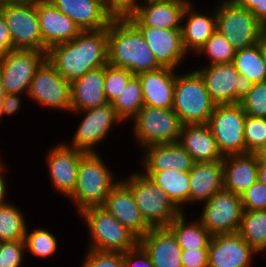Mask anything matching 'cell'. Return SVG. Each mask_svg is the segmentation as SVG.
<instances>
[{
  "instance_id": "cell-46",
  "label": "cell",
  "mask_w": 266,
  "mask_h": 267,
  "mask_svg": "<svg viewBox=\"0 0 266 267\" xmlns=\"http://www.w3.org/2000/svg\"><path fill=\"white\" fill-rule=\"evenodd\" d=\"M106 9L114 17H126L131 14L140 4L141 0H103Z\"/></svg>"
},
{
  "instance_id": "cell-4",
  "label": "cell",
  "mask_w": 266,
  "mask_h": 267,
  "mask_svg": "<svg viewBox=\"0 0 266 267\" xmlns=\"http://www.w3.org/2000/svg\"><path fill=\"white\" fill-rule=\"evenodd\" d=\"M120 179L131 190L150 228H167L182 213L170 197L142 171H132L129 176Z\"/></svg>"
},
{
  "instance_id": "cell-24",
  "label": "cell",
  "mask_w": 266,
  "mask_h": 267,
  "mask_svg": "<svg viewBox=\"0 0 266 267\" xmlns=\"http://www.w3.org/2000/svg\"><path fill=\"white\" fill-rule=\"evenodd\" d=\"M141 154L140 165L143 169H140V171H166L172 169L189 172L195 163L192 156L179 142L152 144L143 148Z\"/></svg>"
},
{
  "instance_id": "cell-39",
  "label": "cell",
  "mask_w": 266,
  "mask_h": 267,
  "mask_svg": "<svg viewBox=\"0 0 266 267\" xmlns=\"http://www.w3.org/2000/svg\"><path fill=\"white\" fill-rule=\"evenodd\" d=\"M134 74L121 67L106 64L104 66V93L107 101L112 103L126 87Z\"/></svg>"
},
{
  "instance_id": "cell-38",
  "label": "cell",
  "mask_w": 266,
  "mask_h": 267,
  "mask_svg": "<svg viewBox=\"0 0 266 267\" xmlns=\"http://www.w3.org/2000/svg\"><path fill=\"white\" fill-rule=\"evenodd\" d=\"M236 50L232 44L219 32L215 31L213 35L203 44L195 54L197 57L205 56L208 60L205 65L232 63ZM204 54V55H203Z\"/></svg>"
},
{
  "instance_id": "cell-8",
  "label": "cell",
  "mask_w": 266,
  "mask_h": 267,
  "mask_svg": "<svg viewBox=\"0 0 266 267\" xmlns=\"http://www.w3.org/2000/svg\"><path fill=\"white\" fill-rule=\"evenodd\" d=\"M220 1L216 4V30L236 51L257 44L266 28L250 11L238 6L233 0Z\"/></svg>"
},
{
  "instance_id": "cell-11",
  "label": "cell",
  "mask_w": 266,
  "mask_h": 267,
  "mask_svg": "<svg viewBox=\"0 0 266 267\" xmlns=\"http://www.w3.org/2000/svg\"><path fill=\"white\" fill-rule=\"evenodd\" d=\"M195 70L216 105L239 103L253 85L246 76L239 74L233 63L201 65Z\"/></svg>"
},
{
  "instance_id": "cell-31",
  "label": "cell",
  "mask_w": 266,
  "mask_h": 267,
  "mask_svg": "<svg viewBox=\"0 0 266 267\" xmlns=\"http://www.w3.org/2000/svg\"><path fill=\"white\" fill-rule=\"evenodd\" d=\"M146 176L153 180L182 211L190 205L189 172L178 170L166 171H143Z\"/></svg>"
},
{
  "instance_id": "cell-54",
  "label": "cell",
  "mask_w": 266,
  "mask_h": 267,
  "mask_svg": "<svg viewBox=\"0 0 266 267\" xmlns=\"http://www.w3.org/2000/svg\"><path fill=\"white\" fill-rule=\"evenodd\" d=\"M258 180L266 185V163H259Z\"/></svg>"
},
{
  "instance_id": "cell-45",
  "label": "cell",
  "mask_w": 266,
  "mask_h": 267,
  "mask_svg": "<svg viewBox=\"0 0 266 267\" xmlns=\"http://www.w3.org/2000/svg\"><path fill=\"white\" fill-rule=\"evenodd\" d=\"M124 267H154L149 254L138 243L134 248L122 253Z\"/></svg>"
},
{
  "instance_id": "cell-51",
  "label": "cell",
  "mask_w": 266,
  "mask_h": 267,
  "mask_svg": "<svg viewBox=\"0 0 266 267\" xmlns=\"http://www.w3.org/2000/svg\"><path fill=\"white\" fill-rule=\"evenodd\" d=\"M250 12L266 28V0H260V8H253Z\"/></svg>"
},
{
  "instance_id": "cell-55",
  "label": "cell",
  "mask_w": 266,
  "mask_h": 267,
  "mask_svg": "<svg viewBox=\"0 0 266 267\" xmlns=\"http://www.w3.org/2000/svg\"><path fill=\"white\" fill-rule=\"evenodd\" d=\"M36 0H0V7L8 4H28Z\"/></svg>"
},
{
  "instance_id": "cell-48",
  "label": "cell",
  "mask_w": 266,
  "mask_h": 267,
  "mask_svg": "<svg viewBox=\"0 0 266 267\" xmlns=\"http://www.w3.org/2000/svg\"><path fill=\"white\" fill-rule=\"evenodd\" d=\"M27 94L21 93H5L4 98L2 99L1 107H0V123L3 121V117L5 116H13L16 115L19 110L21 111L22 102L24 97Z\"/></svg>"
},
{
  "instance_id": "cell-33",
  "label": "cell",
  "mask_w": 266,
  "mask_h": 267,
  "mask_svg": "<svg viewBox=\"0 0 266 267\" xmlns=\"http://www.w3.org/2000/svg\"><path fill=\"white\" fill-rule=\"evenodd\" d=\"M258 254L266 251V210H243L237 232Z\"/></svg>"
},
{
  "instance_id": "cell-57",
  "label": "cell",
  "mask_w": 266,
  "mask_h": 267,
  "mask_svg": "<svg viewBox=\"0 0 266 267\" xmlns=\"http://www.w3.org/2000/svg\"><path fill=\"white\" fill-rule=\"evenodd\" d=\"M4 95H5V91L3 88V82H2L1 75H0V107H1L2 99L4 98Z\"/></svg>"
},
{
  "instance_id": "cell-53",
  "label": "cell",
  "mask_w": 266,
  "mask_h": 267,
  "mask_svg": "<svg viewBox=\"0 0 266 267\" xmlns=\"http://www.w3.org/2000/svg\"><path fill=\"white\" fill-rule=\"evenodd\" d=\"M260 53L262 61L265 63L266 67V31L263 33L260 39Z\"/></svg>"
},
{
  "instance_id": "cell-52",
  "label": "cell",
  "mask_w": 266,
  "mask_h": 267,
  "mask_svg": "<svg viewBox=\"0 0 266 267\" xmlns=\"http://www.w3.org/2000/svg\"><path fill=\"white\" fill-rule=\"evenodd\" d=\"M238 6L251 11L253 8H260V0H233Z\"/></svg>"
},
{
  "instance_id": "cell-26",
  "label": "cell",
  "mask_w": 266,
  "mask_h": 267,
  "mask_svg": "<svg viewBox=\"0 0 266 267\" xmlns=\"http://www.w3.org/2000/svg\"><path fill=\"white\" fill-rule=\"evenodd\" d=\"M259 161L255 153L223 157V187L241 195L258 180Z\"/></svg>"
},
{
  "instance_id": "cell-30",
  "label": "cell",
  "mask_w": 266,
  "mask_h": 267,
  "mask_svg": "<svg viewBox=\"0 0 266 267\" xmlns=\"http://www.w3.org/2000/svg\"><path fill=\"white\" fill-rule=\"evenodd\" d=\"M103 86L104 67L87 72L72 81L70 112L87 110L107 103Z\"/></svg>"
},
{
  "instance_id": "cell-27",
  "label": "cell",
  "mask_w": 266,
  "mask_h": 267,
  "mask_svg": "<svg viewBox=\"0 0 266 267\" xmlns=\"http://www.w3.org/2000/svg\"><path fill=\"white\" fill-rule=\"evenodd\" d=\"M190 205L204 203L223 187V160L195 162L189 171ZM197 204V205H196Z\"/></svg>"
},
{
  "instance_id": "cell-37",
  "label": "cell",
  "mask_w": 266,
  "mask_h": 267,
  "mask_svg": "<svg viewBox=\"0 0 266 267\" xmlns=\"http://www.w3.org/2000/svg\"><path fill=\"white\" fill-rule=\"evenodd\" d=\"M29 229L27 227L24 238L26 252L30 253L28 254L29 256L33 255L34 258H42L43 260L52 258L58 253L59 241L53 232L44 227H36L33 230L31 229V231Z\"/></svg>"
},
{
  "instance_id": "cell-21",
  "label": "cell",
  "mask_w": 266,
  "mask_h": 267,
  "mask_svg": "<svg viewBox=\"0 0 266 267\" xmlns=\"http://www.w3.org/2000/svg\"><path fill=\"white\" fill-rule=\"evenodd\" d=\"M62 13L73 20L82 31H98L108 27L114 16L103 0H50Z\"/></svg>"
},
{
  "instance_id": "cell-40",
  "label": "cell",
  "mask_w": 266,
  "mask_h": 267,
  "mask_svg": "<svg viewBox=\"0 0 266 267\" xmlns=\"http://www.w3.org/2000/svg\"><path fill=\"white\" fill-rule=\"evenodd\" d=\"M239 104L247 116L266 118V81L253 83Z\"/></svg>"
},
{
  "instance_id": "cell-56",
  "label": "cell",
  "mask_w": 266,
  "mask_h": 267,
  "mask_svg": "<svg viewBox=\"0 0 266 267\" xmlns=\"http://www.w3.org/2000/svg\"><path fill=\"white\" fill-rule=\"evenodd\" d=\"M259 163H266V144L255 152Z\"/></svg>"
},
{
  "instance_id": "cell-49",
  "label": "cell",
  "mask_w": 266,
  "mask_h": 267,
  "mask_svg": "<svg viewBox=\"0 0 266 267\" xmlns=\"http://www.w3.org/2000/svg\"><path fill=\"white\" fill-rule=\"evenodd\" d=\"M10 50H12L11 35L0 10V57H3Z\"/></svg>"
},
{
  "instance_id": "cell-22",
  "label": "cell",
  "mask_w": 266,
  "mask_h": 267,
  "mask_svg": "<svg viewBox=\"0 0 266 267\" xmlns=\"http://www.w3.org/2000/svg\"><path fill=\"white\" fill-rule=\"evenodd\" d=\"M103 207L138 238L151 229L144 221L131 190L121 180L111 189Z\"/></svg>"
},
{
  "instance_id": "cell-35",
  "label": "cell",
  "mask_w": 266,
  "mask_h": 267,
  "mask_svg": "<svg viewBox=\"0 0 266 267\" xmlns=\"http://www.w3.org/2000/svg\"><path fill=\"white\" fill-rule=\"evenodd\" d=\"M239 72L252 83L266 81V67L260 53V41L248 48L237 50L232 62Z\"/></svg>"
},
{
  "instance_id": "cell-28",
  "label": "cell",
  "mask_w": 266,
  "mask_h": 267,
  "mask_svg": "<svg viewBox=\"0 0 266 267\" xmlns=\"http://www.w3.org/2000/svg\"><path fill=\"white\" fill-rule=\"evenodd\" d=\"M176 71L170 68H161L137 75L143 92L144 105L172 108Z\"/></svg>"
},
{
  "instance_id": "cell-1",
  "label": "cell",
  "mask_w": 266,
  "mask_h": 267,
  "mask_svg": "<svg viewBox=\"0 0 266 267\" xmlns=\"http://www.w3.org/2000/svg\"><path fill=\"white\" fill-rule=\"evenodd\" d=\"M107 47V28L82 31L72 41L49 48L46 58L64 79L72 82L87 72L104 67L108 63Z\"/></svg>"
},
{
  "instance_id": "cell-34",
  "label": "cell",
  "mask_w": 266,
  "mask_h": 267,
  "mask_svg": "<svg viewBox=\"0 0 266 267\" xmlns=\"http://www.w3.org/2000/svg\"><path fill=\"white\" fill-rule=\"evenodd\" d=\"M25 217L23 210L12 201L0 207V242L24 240L29 227Z\"/></svg>"
},
{
  "instance_id": "cell-14",
  "label": "cell",
  "mask_w": 266,
  "mask_h": 267,
  "mask_svg": "<svg viewBox=\"0 0 266 267\" xmlns=\"http://www.w3.org/2000/svg\"><path fill=\"white\" fill-rule=\"evenodd\" d=\"M10 31L13 49L43 51V40L37 15V0L28 4L0 7Z\"/></svg>"
},
{
  "instance_id": "cell-47",
  "label": "cell",
  "mask_w": 266,
  "mask_h": 267,
  "mask_svg": "<svg viewBox=\"0 0 266 267\" xmlns=\"http://www.w3.org/2000/svg\"><path fill=\"white\" fill-rule=\"evenodd\" d=\"M182 267H208V249H182Z\"/></svg>"
},
{
  "instance_id": "cell-12",
  "label": "cell",
  "mask_w": 266,
  "mask_h": 267,
  "mask_svg": "<svg viewBox=\"0 0 266 267\" xmlns=\"http://www.w3.org/2000/svg\"><path fill=\"white\" fill-rule=\"evenodd\" d=\"M51 110L70 112L71 82L64 79L46 58L38 67L25 98Z\"/></svg>"
},
{
  "instance_id": "cell-19",
  "label": "cell",
  "mask_w": 266,
  "mask_h": 267,
  "mask_svg": "<svg viewBox=\"0 0 266 267\" xmlns=\"http://www.w3.org/2000/svg\"><path fill=\"white\" fill-rule=\"evenodd\" d=\"M148 47L152 50L162 68L181 69V63L188 58L182 42L181 29H162L148 26H135Z\"/></svg>"
},
{
  "instance_id": "cell-9",
  "label": "cell",
  "mask_w": 266,
  "mask_h": 267,
  "mask_svg": "<svg viewBox=\"0 0 266 267\" xmlns=\"http://www.w3.org/2000/svg\"><path fill=\"white\" fill-rule=\"evenodd\" d=\"M80 115V123L72 134V140L66 143L69 147L84 153H98V146L108 139L114 126L124 122L117 116L113 104L107 102L99 107L70 112ZM70 142V143H69Z\"/></svg>"
},
{
  "instance_id": "cell-58",
  "label": "cell",
  "mask_w": 266,
  "mask_h": 267,
  "mask_svg": "<svg viewBox=\"0 0 266 267\" xmlns=\"http://www.w3.org/2000/svg\"><path fill=\"white\" fill-rule=\"evenodd\" d=\"M148 1H158V0H141V3H145V2H148Z\"/></svg>"
},
{
  "instance_id": "cell-17",
  "label": "cell",
  "mask_w": 266,
  "mask_h": 267,
  "mask_svg": "<svg viewBox=\"0 0 266 267\" xmlns=\"http://www.w3.org/2000/svg\"><path fill=\"white\" fill-rule=\"evenodd\" d=\"M259 255L237 232L211 237L208 267H252Z\"/></svg>"
},
{
  "instance_id": "cell-15",
  "label": "cell",
  "mask_w": 266,
  "mask_h": 267,
  "mask_svg": "<svg viewBox=\"0 0 266 267\" xmlns=\"http://www.w3.org/2000/svg\"><path fill=\"white\" fill-rule=\"evenodd\" d=\"M46 53L13 49L0 57V75L5 93L27 94L36 70L46 59Z\"/></svg>"
},
{
  "instance_id": "cell-25",
  "label": "cell",
  "mask_w": 266,
  "mask_h": 267,
  "mask_svg": "<svg viewBox=\"0 0 266 267\" xmlns=\"http://www.w3.org/2000/svg\"><path fill=\"white\" fill-rule=\"evenodd\" d=\"M154 267H182L181 252L175 236L168 228H151L139 238Z\"/></svg>"
},
{
  "instance_id": "cell-10",
  "label": "cell",
  "mask_w": 266,
  "mask_h": 267,
  "mask_svg": "<svg viewBox=\"0 0 266 267\" xmlns=\"http://www.w3.org/2000/svg\"><path fill=\"white\" fill-rule=\"evenodd\" d=\"M246 114L239 103L215 105L208 125L222 156L246 154Z\"/></svg>"
},
{
  "instance_id": "cell-23",
  "label": "cell",
  "mask_w": 266,
  "mask_h": 267,
  "mask_svg": "<svg viewBox=\"0 0 266 267\" xmlns=\"http://www.w3.org/2000/svg\"><path fill=\"white\" fill-rule=\"evenodd\" d=\"M201 12L191 1L187 4L181 23L182 42L188 55H195L216 31V6Z\"/></svg>"
},
{
  "instance_id": "cell-3",
  "label": "cell",
  "mask_w": 266,
  "mask_h": 267,
  "mask_svg": "<svg viewBox=\"0 0 266 267\" xmlns=\"http://www.w3.org/2000/svg\"><path fill=\"white\" fill-rule=\"evenodd\" d=\"M99 153H85L80 159L76 186L68 198L78 214L89 207L103 206L120 180Z\"/></svg>"
},
{
  "instance_id": "cell-20",
  "label": "cell",
  "mask_w": 266,
  "mask_h": 267,
  "mask_svg": "<svg viewBox=\"0 0 266 267\" xmlns=\"http://www.w3.org/2000/svg\"><path fill=\"white\" fill-rule=\"evenodd\" d=\"M37 15L43 52H47L56 44L72 41L82 32L78 25L59 11L50 0H37Z\"/></svg>"
},
{
  "instance_id": "cell-32",
  "label": "cell",
  "mask_w": 266,
  "mask_h": 267,
  "mask_svg": "<svg viewBox=\"0 0 266 267\" xmlns=\"http://www.w3.org/2000/svg\"><path fill=\"white\" fill-rule=\"evenodd\" d=\"M187 213L179 214L167 227L175 236L181 249H208L211 235L197 218L187 222Z\"/></svg>"
},
{
  "instance_id": "cell-41",
  "label": "cell",
  "mask_w": 266,
  "mask_h": 267,
  "mask_svg": "<svg viewBox=\"0 0 266 267\" xmlns=\"http://www.w3.org/2000/svg\"><path fill=\"white\" fill-rule=\"evenodd\" d=\"M246 153H255L266 144V118L246 116L244 127Z\"/></svg>"
},
{
  "instance_id": "cell-42",
  "label": "cell",
  "mask_w": 266,
  "mask_h": 267,
  "mask_svg": "<svg viewBox=\"0 0 266 267\" xmlns=\"http://www.w3.org/2000/svg\"><path fill=\"white\" fill-rule=\"evenodd\" d=\"M24 240L0 242V267H22L26 256Z\"/></svg>"
},
{
  "instance_id": "cell-44",
  "label": "cell",
  "mask_w": 266,
  "mask_h": 267,
  "mask_svg": "<svg viewBox=\"0 0 266 267\" xmlns=\"http://www.w3.org/2000/svg\"><path fill=\"white\" fill-rule=\"evenodd\" d=\"M243 210H266V185L257 180L241 195Z\"/></svg>"
},
{
  "instance_id": "cell-29",
  "label": "cell",
  "mask_w": 266,
  "mask_h": 267,
  "mask_svg": "<svg viewBox=\"0 0 266 267\" xmlns=\"http://www.w3.org/2000/svg\"><path fill=\"white\" fill-rule=\"evenodd\" d=\"M178 142L192 156L194 162L223 160L208 124L182 125Z\"/></svg>"
},
{
  "instance_id": "cell-5",
  "label": "cell",
  "mask_w": 266,
  "mask_h": 267,
  "mask_svg": "<svg viewBox=\"0 0 266 267\" xmlns=\"http://www.w3.org/2000/svg\"><path fill=\"white\" fill-rule=\"evenodd\" d=\"M78 216L89 231L87 249L123 253L139 243V238L103 206L86 208Z\"/></svg>"
},
{
  "instance_id": "cell-16",
  "label": "cell",
  "mask_w": 266,
  "mask_h": 267,
  "mask_svg": "<svg viewBox=\"0 0 266 267\" xmlns=\"http://www.w3.org/2000/svg\"><path fill=\"white\" fill-rule=\"evenodd\" d=\"M85 153L71 148L66 141L49 148L45 156L49 180L55 193L68 199L74 192L81 157Z\"/></svg>"
},
{
  "instance_id": "cell-7",
  "label": "cell",
  "mask_w": 266,
  "mask_h": 267,
  "mask_svg": "<svg viewBox=\"0 0 266 267\" xmlns=\"http://www.w3.org/2000/svg\"><path fill=\"white\" fill-rule=\"evenodd\" d=\"M132 136L140 148L152 144L176 143L179 141L182 123L171 109L144 105L128 122Z\"/></svg>"
},
{
  "instance_id": "cell-43",
  "label": "cell",
  "mask_w": 266,
  "mask_h": 267,
  "mask_svg": "<svg viewBox=\"0 0 266 267\" xmlns=\"http://www.w3.org/2000/svg\"><path fill=\"white\" fill-rule=\"evenodd\" d=\"M81 267H124L121 252L87 249Z\"/></svg>"
},
{
  "instance_id": "cell-6",
  "label": "cell",
  "mask_w": 266,
  "mask_h": 267,
  "mask_svg": "<svg viewBox=\"0 0 266 267\" xmlns=\"http://www.w3.org/2000/svg\"><path fill=\"white\" fill-rule=\"evenodd\" d=\"M172 109L181 123L208 124L215 108L201 75L195 70L176 72Z\"/></svg>"
},
{
  "instance_id": "cell-18",
  "label": "cell",
  "mask_w": 266,
  "mask_h": 267,
  "mask_svg": "<svg viewBox=\"0 0 266 267\" xmlns=\"http://www.w3.org/2000/svg\"><path fill=\"white\" fill-rule=\"evenodd\" d=\"M192 0H158L141 3L126 18L134 26L181 29L182 16Z\"/></svg>"
},
{
  "instance_id": "cell-50",
  "label": "cell",
  "mask_w": 266,
  "mask_h": 267,
  "mask_svg": "<svg viewBox=\"0 0 266 267\" xmlns=\"http://www.w3.org/2000/svg\"><path fill=\"white\" fill-rule=\"evenodd\" d=\"M4 162L5 161L2 158V160L0 161V207L4 206L10 202L7 200L8 197L6 196L8 194L7 192H9V189H7L9 184L7 183L8 182L7 178H5L6 177V175H5L6 163L4 164Z\"/></svg>"
},
{
  "instance_id": "cell-36",
  "label": "cell",
  "mask_w": 266,
  "mask_h": 267,
  "mask_svg": "<svg viewBox=\"0 0 266 267\" xmlns=\"http://www.w3.org/2000/svg\"><path fill=\"white\" fill-rule=\"evenodd\" d=\"M117 116L125 123L131 120L144 106L143 92L137 75L127 83L124 90L112 102Z\"/></svg>"
},
{
  "instance_id": "cell-13",
  "label": "cell",
  "mask_w": 266,
  "mask_h": 267,
  "mask_svg": "<svg viewBox=\"0 0 266 267\" xmlns=\"http://www.w3.org/2000/svg\"><path fill=\"white\" fill-rule=\"evenodd\" d=\"M200 205L198 219L212 237L238 232L243 213L240 195L223 188Z\"/></svg>"
},
{
  "instance_id": "cell-2",
  "label": "cell",
  "mask_w": 266,
  "mask_h": 267,
  "mask_svg": "<svg viewBox=\"0 0 266 267\" xmlns=\"http://www.w3.org/2000/svg\"><path fill=\"white\" fill-rule=\"evenodd\" d=\"M107 34L108 64L125 68L134 75L162 68L140 31L126 17H114Z\"/></svg>"
}]
</instances>
